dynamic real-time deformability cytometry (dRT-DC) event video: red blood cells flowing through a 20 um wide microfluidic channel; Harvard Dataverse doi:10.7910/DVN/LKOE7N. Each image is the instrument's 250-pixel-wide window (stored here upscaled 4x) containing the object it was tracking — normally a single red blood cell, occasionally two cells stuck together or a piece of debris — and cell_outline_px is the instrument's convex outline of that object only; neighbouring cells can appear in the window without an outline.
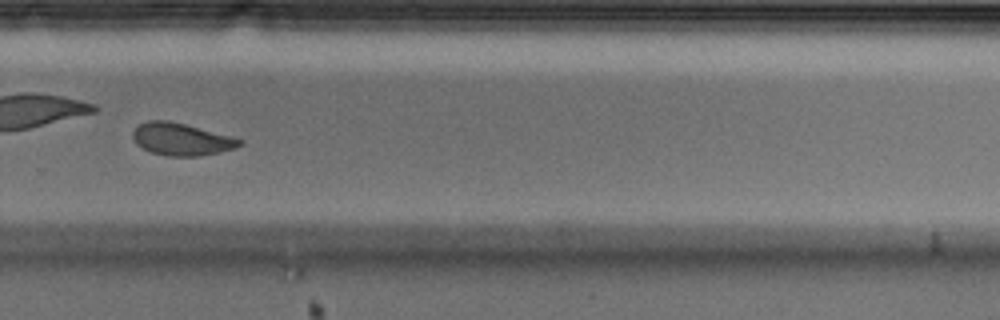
{"species": "Egyptian fruit bat (a non-hibernating species)", "species_latin": "Rousettus aegyptiacus", "temperature_condition": "cold", "stored_images_in_passage": 56, "camera_frame_rate_fps": 3000, "um_per_image_px": 0.085, "animal": {"sex": "male"}, "frame": {"image": 1, "passage_image": 40, "time_ms": 13.0, "image_size_px": [1000, 320], "cell_outline_px": [[244, 144], [236, 148], [200, 156], [168, 156], [152, 152], [136, 144], [132, 136], [132, 132], [140, 124], [148, 120], [168, 120], [184, 124], [244, 140]], "centroid_in_image_um": [15.42, 11.84], "position_along_channel_um": 314.4, "area_um2": 19.88}, "authors_computed_cell_mechanics": {"area_um2": 20.1433, "velocity_mm_per_s": 3.5294, "shape_relaxation_time_tau1_ms": 5.0896, "shape_relaxation_time_tau2_ms": 2.8551, "deformation_change_tau1": 0.1558, "deformation_change_tau2": 0.0819}}